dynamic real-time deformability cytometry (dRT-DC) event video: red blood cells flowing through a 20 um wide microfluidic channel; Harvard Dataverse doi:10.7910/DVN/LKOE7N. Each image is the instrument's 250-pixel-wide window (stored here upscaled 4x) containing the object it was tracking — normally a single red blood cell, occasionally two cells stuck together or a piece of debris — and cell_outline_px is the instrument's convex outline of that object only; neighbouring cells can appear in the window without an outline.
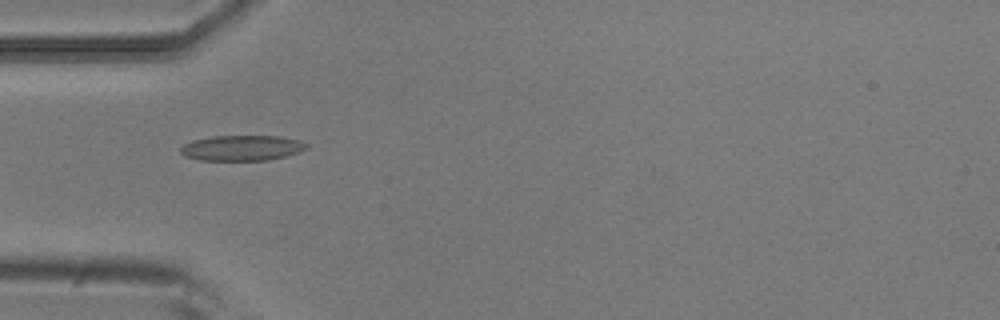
{"species": "common noctule bat (a hibernating species)", "species_latin": "Nyctalus noctula", "temperature_condition": "room temperature", "stored_images_in_passage": 6, "camera_frame_rate_fps": 3000, "um_per_image_px": 0.085, "animal": {"sex": "male", "body_mass_g": 20.5, "forearm_length_mm": 52.5}, "frame": {"image": 1, "passage_image": 2, "time_ms": 0.333, "image_size_px": [1000, 320], "cell_outline_px": [[308, 148], [300, 152], [268, 160], [200, 160], [184, 156], [180, 152], [180, 148], [184, 144], [192, 140], [212, 136], [280, 136], [300, 140], [308, 144]], "centroid_in_image_um": [20.57, 12.57], "position_along_channel_um": 64.4, "area_um2": 18.73}}
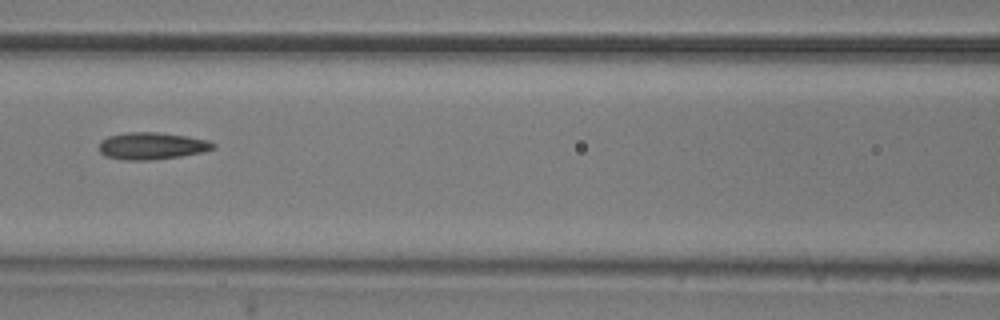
{"frame": {"image": 2, "passage_image": 4, "time_ms": 1.0, "image_size_px": [1000, 320], "cell_outline_px": [[216, 148], [204, 152], [180, 156], [148, 160], [128, 160], [104, 156], [100, 152], [100, 140], [108, 136], [128, 132], [156, 132], [188, 136], [208, 140], [216, 144]], "centroid_in_image_um": [12.93, 12.39], "position_along_channel_um": 153.7, "area_um2": 18.03}}
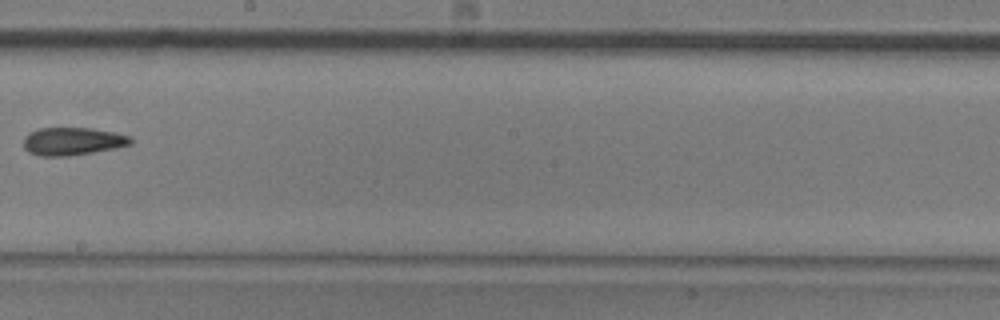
{"frame": {"image": 3, "passage_image": 6, "time_ms": 1.667, "image_size_px": [1000, 320], "cell_outline_px": [[132, 144], [116, 148], [68, 156], [40, 156], [28, 152], [24, 148], [24, 136], [28, 132], [36, 128], [92, 128], [132, 136]], "centroid_in_image_um": [6.15, 12.0], "position_along_channel_um": 242.1, "area_um2": 17.51}}